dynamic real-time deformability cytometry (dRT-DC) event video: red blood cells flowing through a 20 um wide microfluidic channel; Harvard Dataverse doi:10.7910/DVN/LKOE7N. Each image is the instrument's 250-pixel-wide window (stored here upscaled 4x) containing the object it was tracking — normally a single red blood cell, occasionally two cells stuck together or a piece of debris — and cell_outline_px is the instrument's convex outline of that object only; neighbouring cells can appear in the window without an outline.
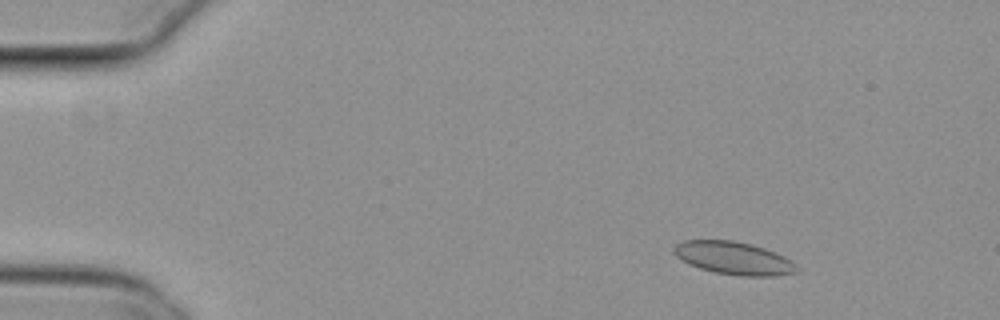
{"species": "common noctule bat (a hibernating species)", "species_latin": "Nyctalus noctula", "temperature_condition": "cold", "stored_images_in_passage": 54, "camera_frame_rate_fps": 3000, "um_per_image_px": 0.085, "animal": {"sex": "female", "body_mass_g": 29.2, "forearm_length_mm": 56.3}, "frame": {"image": 1, "passage_image": 7, "time_ms": 2.0, "image_size_px": [1000, 320], "cell_outline_px": [[800, 268], [796, 272], [776, 276], [740, 276], [712, 272], [688, 264], [676, 256], [672, 252], [672, 248], [676, 244], [684, 240], [732, 240], [752, 244], [776, 252], [792, 260]], "centroid_in_image_um": [62.37, 21.94], "position_along_channel_um": 22.6, "area_um2": 23.81}}
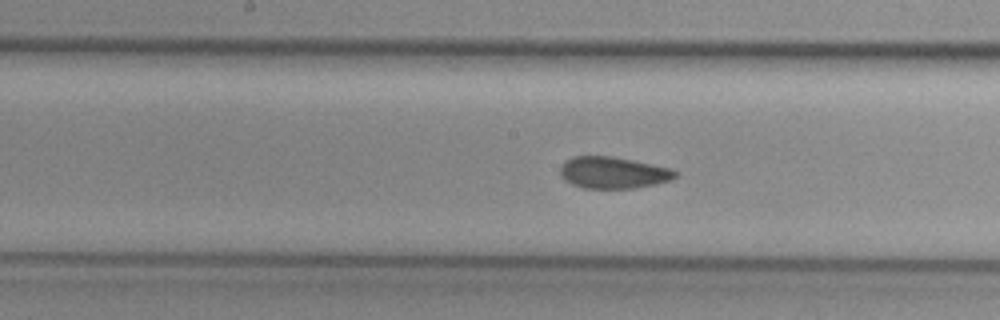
{"frame": {"image": 2, "passage_image": 28, "time_ms": 9.0, "image_size_px": [1000, 320], "cell_outline_px": [[680, 172], [672, 180], [656, 184], [636, 188], [584, 188], [572, 184], [564, 180], [560, 176], [560, 168], [564, 160], [572, 156], [612, 156], [652, 164], [668, 168]], "centroid_in_image_um": [52.1, 14.67], "position_along_channel_um": 196.1, "area_um2": 21.39}}
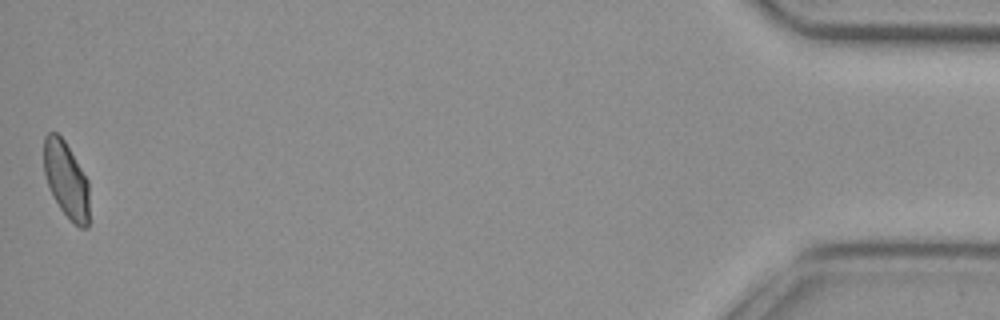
{"frame": {"image": 3, "passage_image": 54, "time_ms": 17.667, "image_size_px": [1000, 320], "cell_outline_px": [[88, 228], [80, 228], [60, 208], [52, 196], [48, 188], [44, 172], [44, 136], [48, 132], [56, 132], [64, 140], [88, 180]], "centroid_in_image_um": [5.61, 15.26], "position_along_channel_um": 429.6, "area_um2": 20.0}, "authors_computed_cell_mechanics": {"area_um2": 21.9351, "velocity_mm_per_s": 3.7917, "shape_relaxation_time_tau1_ms": null, "shape_relaxation_time_tau2_ms": 1.11, "deformation_change_tau1": null, "deformation_change_tau2": 0.0507}}